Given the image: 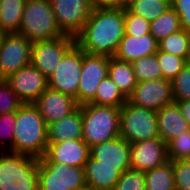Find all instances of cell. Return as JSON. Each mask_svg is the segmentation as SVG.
Listing matches in <instances>:
<instances>
[{
  "label": "cell",
  "instance_id": "cell-1",
  "mask_svg": "<svg viewBox=\"0 0 190 190\" xmlns=\"http://www.w3.org/2000/svg\"><path fill=\"white\" fill-rule=\"evenodd\" d=\"M124 35L125 7L95 8L75 39L85 53L113 57Z\"/></svg>",
  "mask_w": 190,
  "mask_h": 190
},
{
  "label": "cell",
  "instance_id": "cell-2",
  "mask_svg": "<svg viewBox=\"0 0 190 190\" xmlns=\"http://www.w3.org/2000/svg\"><path fill=\"white\" fill-rule=\"evenodd\" d=\"M13 153L40 159L46 153L47 124L34 103H23L16 112Z\"/></svg>",
  "mask_w": 190,
  "mask_h": 190
},
{
  "label": "cell",
  "instance_id": "cell-3",
  "mask_svg": "<svg viewBox=\"0 0 190 190\" xmlns=\"http://www.w3.org/2000/svg\"><path fill=\"white\" fill-rule=\"evenodd\" d=\"M82 109L83 141L89 146L120 136V108L92 103L80 105Z\"/></svg>",
  "mask_w": 190,
  "mask_h": 190
},
{
  "label": "cell",
  "instance_id": "cell-4",
  "mask_svg": "<svg viewBox=\"0 0 190 190\" xmlns=\"http://www.w3.org/2000/svg\"><path fill=\"white\" fill-rule=\"evenodd\" d=\"M38 158L0 152V190H39Z\"/></svg>",
  "mask_w": 190,
  "mask_h": 190
},
{
  "label": "cell",
  "instance_id": "cell-5",
  "mask_svg": "<svg viewBox=\"0 0 190 190\" xmlns=\"http://www.w3.org/2000/svg\"><path fill=\"white\" fill-rule=\"evenodd\" d=\"M18 33L32 42L65 35L57 25L50 0H26Z\"/></svg>",
  "mask_w": 190,
  "mask_h": 190
},
{
  "label": "cell",
  "instance_id": "cell-6",
  "mask_svg": "<svg viewBox=\"0 0 190 190\" xmlns=\"http://www.w3.org/2000/svg\"><path fill=\"white\" fill-rule=\"evenodd\" d=\"M120 137L130 144L160 138L156 111L136 106L128 100L120 107Z\"/></svg>",
  "mask_w": 190,
  "mask_h": 190
},
{
  "label": "cell",
  "instance_id": "cell-7",
  "mask_svg": "<svg viewBox=\"0 0 190 190\" xmlns=\"http://www.w3.org/2000/svg\"><path fill=\"white\" fill-rule=\"evenodd\" d=\"M39 190H78L86 188L84 169L58 162L38 161Z\"/></svg>",
  "mask_w": 190,
  "mask_h": 190
},
{
  "label": "cell",
  "instance_id": "cell-8",
  "mask_svg": "<svg viewBox=\"0 0 190 190\" xmlns=\"http://www.w3.org/2000/svg\"><path fill=\"white\" fill-rule=\"evenodd\" d=\"M81 70L82 49L75 43L48 77V87L76 98Z\"/></svg>",
  "mask_w": 190,
  "mask_h": 190
},
{
  "label": "cell",
  "instance_id": "cell-9",
  "mask_svg": "<svg viewBox=\"0 0 190 190\" xmlns=\"http://www.w3.org/2000/svg\"><path fill=\"white\" fill-rule=\"evenodd\" d=\"M109 59L110 56L89 54L82 50V70L75 98L79 106L95 98L99 84L108 76Z\"/></svg>",
  "mask_w": 190,
  "mask_h": 190
},
{
  "label": "cell",
  "instance_id": "cell-10",
  "mask_svg": "<svg viewBox=\"0 0 190 190\" xmlns=\"http://www.w3.org/2000/svg\"><path fill=\"white\" fill-rule=\"evenodd\" d=\"M32 43L19 33L4 34L0 43V79L31 63Z\"/></svg>",
  "mask_w": 190,
  "mask_h": 190
},
{
  "label": "cell",
  "instance_id": "cell-11",
  "mask_svg": "<svg viewBox=\"0 0 190 190\" xmlns=\"http://www.w3.org/2000/svg\"><path fill=\"white\" fill-rule=\"evenodd\" d=\"M75 43V37L66 34L50 40L33 42L31 64L48 78Z\"/></svg>",
  "mask_w": 190,
  "mask_h": 190
},
{
  "label": "cell",
  "instance_id": "cell-12",
  "mask_svg": "<svg viewBox=\"0 0 190 190\" xmlns=\"http://www.w3.org/2000/svg\"><path fill=\"white\" fill-rule=\"evenodd\" d=\"M60 30L76 37L84 28L92 13L89 0H50Z\"/></svg>",
  "mask_w": 190,
  "mask_h": 190
},
{
  "label": "cell",
  "instance_id": "cell-13",
  "mask_svg": "<svg viewBox=\"0 0 190 190\" xmlns=\"http://www.w3.org/2000/svg\"><path fill=\"white\" fill-rule=\"evenodd\" d=\"M127 100L136 106L158 111L174 102L172 81L161 78L137 82Z\"/></svg>",
  "mask_w": 190,
  "mask_h": 190
},
{
  "label": "cell",
  "instance_id": "cell-14",
  "mask_svg": "<svg viewBox=\"0 0 190 190\" xmlns=\"http://www.w3.org/2000/svg\"><path fill=\"white\" fill-rule=\"evenodd\" d=\"M5 80L23 103H34L48 88V78L31 63Z\"/></svg>",
  "mask_w": 190,
  "mask_h": 190
},
{
  "label": "cell",
  "instance_id": "cell-15",
  "mask_svg": "<svg viewBox=\"0 0 190 190\" xmlns=\"http://www.w3.org/2000/svg\"><path fill=\"white\" fill-rule=\"evenodd\" d=\"M168 161L167 145L161 138L131 144L130 169L146 172Z\"/></svg>",
  "mask_w": 190,
  "mask_h": 190
},
{
  "label": "cell",
  "instance_id": "cell-16",
  "mask_svg": "<svg viewBox=\"0 0 190 190\" xmlns=\"http://www.w3.org/2000/svg\"><path fill=\"white\" fill-rule=\"evenodd\" d=\"M90 154V147L83 139H68L59 143H48L46 153L40 160L84 168Z\"/></svg>",
  "mask_w": 190,
  "mask_h": 190
},
{
  "label": "cell",
  "instance_id": "cell-17",
  "mask_svg": "<svg viewBox=\"0 0 190 190\" xmlns=\"http://www.w3.org/2000/svg\"><path fill=\"white\" fill-rule=\"evenodd\" d=\"M47 126L67 117L79 105L72 96L47 88L34 102Z\"/></svg>",
  "mask_w": 190,
  "mask_h": 190
},
{
  "label": "cell",
  "instance_id": "cell-18",
  "mask_svg": "<svg viewBox=\"0 0 190 190\" xmlns=\"http://www.w3.org/2000/svg\"><path fill=\"white\" fill-rule=\"evenodd\" d=\"M94 165L120 166L130 169L131 144L120 136L90 147Z\"/></svg>",
  "mask_w": 190,
  "mask_h": 190
},
{
  "label": "cell",
  "instance_id": "cell-19",
  "mask_svg": "<svg viewBox=\"0 0 190 190\" xmlns=\"http://www.w3.org/2000/svg\"><path fill=\"white\" fill-rule=\"evenodd\" d=\"M158 133L167 144L170 140L189 130V125L176 102L156 111Z\"/></svg>",
  "mask_w": 190,
  "mask_h": 190
},
{
  "label": "cell",
  "instance_id": "cell-20",
  "mask_svg": "<svg viewBox=\"0 0 190 190\" xmlns=\"http://www.w3.org/2000/svg\"><path fill=\"white\" fill-rule=\"evenodd\" d=\"M86 187L89 190H114L124 170L120 166L94 165L90 156L84 165Z\"/></svg>",
  "mask_w": 190,
  "mask_h": 190
},
{
  "label": "cell",
  "instance_id": "cell-21",
  "mask_svg": "<svg viewBox=\"0 0 190 190\" xmlns=\"http://www.w3.org/2000/svg\"><path fill=\"white\" fill-rule=\"evenodd\" d=\"M157 50L158 42L151 34H145L142 37L124 35L114 57L132 62L145 56L154 55Z\"/></svg>",
  "mask_w": 190,
  "mask_h": 190
},
{
  "label": "cell",
  "instance_id": "cell-22",
  "mask_svg": "<svg viewBox=\"0 0 190 190\" xmlns=\"http://www.w3.org/2000/svg\"><path fill=\"white\" fill-rule=\"evenodd\" d=\"M82 109L79 106L67 117L47 126V142L59 143L66 140L82 139Z\"/></svg>",
  "mask_w": 190,
  "mask_h": 190
},
{
  "label": "cell",
  "instance_id": "cell-23",
  "mask_svg": "<svg viewBox=\"0 0 190 190\" xmlns=\"http://www.w3.org/2000/svg\"><path fill=\"white\" fill-rule=\"evenodd\" d=\"M108 76L126 98L132 94L137 84L131 62L119 60L114 56L109 59Z\"/></svg>",
  "mask_w": 190,
  "mask_h": 190
},
{
  "label": "cell",
  "instance_id": "cell-24",
  "mask_svg": "<svg viewBox=\"0 0 190 190\" xmlns=\"http://www.w3.org/2000/svg\"><path fill=\"white\" fill-rule=\"evenodd\" d=\"M26 0H0V29L5 34L18 33Z\"/></svg>",
  "mask_w": 190,
  "mask_h": 190
},
{
  "label": "cell",
  "instance_id": "cell-25",
  "mask_svg": "<svg viewBox=\"0 0 190 190\" xmlns=\"http://www.w3.org/2000/svg\"><path fill=\"white\" fill-rule=\"evenodd\" d=\"M146 190H176L172 161L144 172Z\"/></svg>",
  "mask_w": 190,
  "mask_h": 190
},
{
  "label": "cell",
  "instance_id": "cell-26",
  "mask_svg": "<svg viewBox=\"0 0 190 190\" xmlns=\"http://www.w3.org/2000/svg\"><path fill=\"white\" fill-rule=\"evenodd\" d=\"M181 29L180 18L171 7L150 22V34L157 42Z\"/></svg>",
  "mask_w": 190,
  "mask_h": 190
},
{
  "label": "cell",
  "instance_id": "cell-27",
  "mask_svg": "<svg viewBox=\"0 0 190 190\" xmlns=\"http://www.w3.org/2000/svg\"><path fill=\"white\" fill-rule=\"evenodd\" d=\"M127 102V98L119 90L113 80L107 76L99 84L95 98L90 102L99 106L121 107Z\"/></svg>",
  "mask_w": 190,
  "mask_h": 190
},
{
  "label": "cell",
  "instance_id": "cell-28",
  "mask_svg": "<svg viewBox=\"0 0 190 190\" xmlns=\"http://www.w3.org/2000/svg\"><path fill=\"white\" fill-rule=\"evenodd\" d=\"M126 7L149 22L170 8V0H127Z\"/></svg>",
  "mask_w": 190,
  "mask_h": 190
},
{
  "label": "cell",
  "instance_id": "cell-29",
  "mask_svg": "<svg viewBox=\"0 0 190 190\" xmlns=\"http://www.w3.org/2000/svg\"><path fill=\"white\" fill-rule=\"evenodd\" d=\"M190 48V32L183 29L168 35L158 42V50L178 57H187Z\"/></svg>",
  "mask_w": 190,
  "mask_h": 190
},
{
  "label": "cell",
  "instance_id": "cell-30",
  "mask_svg": "<svg viewBox=\"0 0 190 190\" xmlns=\"http://www.w3.org/2000/svg\"><path fill=\"white\" fill-rule=\"evenodd\" d=\"M137 82L161 79L162 73L156 54L131 62Z\"/></svg>",
  "mask_w": 190,
  "mask_h": 190
},
{
  "label": "cell",
  "instance_id": "cell-31",
  "mask_svg": "<svg viewBox=\"0 0 190 190\" xmlns=\"http://www.w3.org/2000/svg\"><path fill=\"white\" fill-rule=\"evenodd\" d=\"M155 54L165 80L172 81L186 65L185 58L159 50Z\"/></svg>",
  "mask_w": 190,
  "mask_h": 190
},
{
  "label": "cell",
  "instance_id": "cell-32",
  "mask_svg": "<svg viewBox=\"0 0 190 190\" xmlns=\"http://www.w3.org/2000/svg\"><path fill=\"white\" fill-rule=\"evenodd\" d=\"M16 112L0 115V152L13 153Z\"/></svg>",
  "mask_w": 190,
  "mask_h": 190
},
{
  "label": "cell",
  "instance_id": "cell-33",
  "mask_svg": "<svg viewBox=\"0 0 190 190\" xmlns=\"http://www.w3.org/2000/svg\"><path fill=\"white\" fill-rule=\"evenodd\" d=\"M166 145L170 161L187 160L190 157V130L178 135Z\"/></svg>",
  "mask_w": 190,
  "mask_h": 190
},
{
  "label": "cell",
  "instance_id": "cell-34",
  "mask_svg": "<svg viewBox=\"0 0 190 190\" xmlns=\"http://www.w3.org/2000/svg\"><path fill=\"white\" fill-rule=\"evenodd\" d=\"M145 34H150V22L125 6V35L142 37Z\"/></svg>",
  "mask_w": 190,
  "mask_h": 190
},
{
  "label": "cell",
  "instance_id": "cell-35",
  "mask_svg": "<svg viewBox=\"0 0 190 190\" xmlns=\"http://www.w3.org/2000/svg\"><path fill=\"white\" fill-rule=\"evenodd\" d=\"M23 102L11 89L5 79H0V115L17 112Z\"/></svg>",
  "mask_w": 190,
  "mask_h": 190
},
{
  "label": "cell",
  "instance_id": "cell-36",
  "mask_svg": "<svg viewBox=\"0 0 190 190\" xmlns=\"http://www.w3.org/2000/svg\"><path fill=\"white\" fill-rule=\"evenodd\" d=\"M114 190H146L144 172L133 169L124 171Z\"/></svg>",
  "mask_w": 190,
  "mask_h": 190
},
{
  "label": "cell",
  "instance_id": "cell-37",
  "mask_svg": "<svg viewBox=\"0 0 190 190\" xmlns=\"http://www.w3.org/2000/svg\"><path fill=\"white\" fill-rule=\"evenodd\" d=\"M174 100H190V67L185 65L172 80Z\"/></svg>",
  "mask_w": 190,
  "mask_h": 190
},
{
  "label": "cell",
  "instance_id": "cell-38",
  "mask_svg": "<svg viewBox=\"0 0 190 190\" xmlns=\"http://www.w3.org/2000/svg\"><path fill=\"white\" fill-rule=\"evenodd\" d=\"M176 190H190V162L188 160L172 161Z\"/></svg>",
  "mask_w": 190,
  "mask_h": 190
},
{
  "label": "cell",
  "instance_id": "cell-39",
  "mask_svg": "<svg viewBox=\"0 0 190 190\" xmlns=\"http://www.w3.org/2000/svg\"><path fill=\"white\" fill-rule=\"evenodd\" d=\"M170 6L179 16L181 28L190 32V0H170Z\"/></svg>",
  "mask_w": 190,
  "mask_h": 190
},
{
  "label": "cell",
  "instance_id": "cell-40",
  "mask_svg": "<svg viewBox=\"0 0 190 190\" xmlns=\"http://www.w3.org/2000/svg\"><path fill=\"white\" fill-rule=\"evenodd\" d=\"M93 9L109 7H125L127 0H89Z\"/></svg>",
  "mask_w": 190,
  "mask_h": 190
},
{
  "label": "cell",
  "instance_id": "cell-41",
  "mask_svg": "<svg viewBox=\"0 0 190 190\" xmlns=\"http://www.w3.org/2000/svg\"><path fill=\"white\" fill-rule=\"evenodd\" d=\"M180 108L181 114L184 116L189 125L190 130V100H174Z\"/></svg>",
  "mask_w": 190,
  "mask_h": 190
},
{
  "label": "cell",
  "instance_id": "cell-42",
  "mask_svg": "<svg viewBox=\"0 0 190 190\" xmlns=\"http://www.w3.org/2000/svg\"><path fill=\"white\" fill-rule=\"evenodd\" d=\"M185 61H186V65L188 67H190V48H189V51H188V54H187Z\"/></svg>",
  "mask_w": 190,
  "mask_h": 190
},
{
  "label": "cell",
  "instance_id": "cell-43",
  "mask_svg": "<svg viewBox=\"0 0 190 190\" xmlns=\"http://www.w3.org/2000/svg\"><path fill=\"white\" fill-rule=\"evenodd\" d=\"M4 34H5V33L0 29V43H1V41H2V38H3Z\"/></svg>",
  "mask_w": 190,
  "mask_h": 190
},
{
  "label": "cell",
  "instance_id": "cell-44",
  "mask_svg": "<svg viewBox=\"0 0 190 190\" xmlns=\"http://www.w3.org/2000/svg\"><path fill=\"white\" fill-rule=\"evenodd\" d=\"M78 190H89V189L86 187V188H81V189H78Z\"/></svg>",
  "mask_w": 190,
  "mask_h": 190
}]
</instances>
